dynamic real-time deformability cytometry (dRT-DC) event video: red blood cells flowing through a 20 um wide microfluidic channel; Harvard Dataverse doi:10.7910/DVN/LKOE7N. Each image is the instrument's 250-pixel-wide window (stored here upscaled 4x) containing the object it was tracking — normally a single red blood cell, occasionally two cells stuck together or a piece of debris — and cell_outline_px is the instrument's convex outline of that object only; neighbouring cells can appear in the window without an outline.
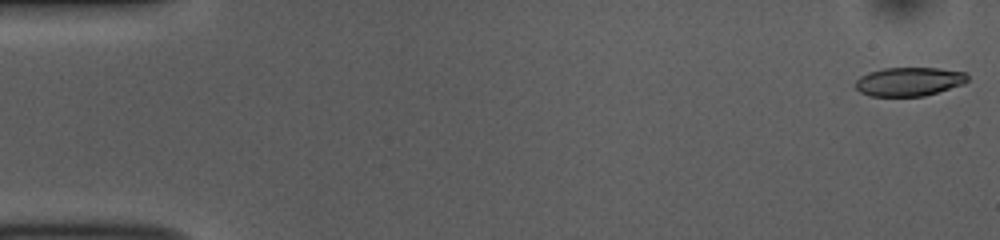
{"species": "common noctule bat (a hibernating species)", "species_latin": "Nyctalus noctula", "temperature_condition": "room temperature", "stored_images_in_passage": 52, "camera_frame_rate_fps": 3000, "um_per_image_px": 0.085, "animal": {"sex": "female", "body_mass_g": 10.0, "forearm_length_mm": 53.1}, "frame": {"image": 1, "passage_image": 1, "time_ms": 0.0, "image_size_px": [1000, 240], "cell_outline_px": [[968, 80], [964, 84], [924, 96], [872, 96], [860, 92], [856, 88], [856, 80], [860, 76], [868, 72], [884, 68], [936, 68], [964, 72], [968, 76]], "centroid_in_image_um": [77.26, 6.93], "position_along_channel_um": 7.7, "area_um2": 18.73}}
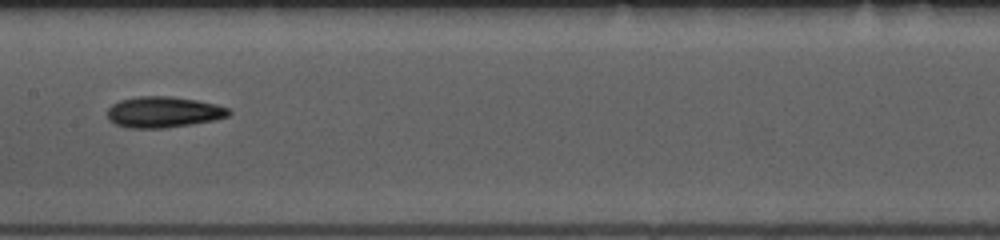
{"frame": {"image": 2, "passage_image": 26, "time_ms": 8.333, "image_size_px": [1000, 240], "cell_outline_px": [[232, 112], [228, 116], [212, 120], [164, 128], [128, 128], [116, 124], [108, 120], [108, 108], [112, 104], [120, 100], [136, 96], [172, 96], [196, 100], [216, 104], [228, 108]], "centroid_in_image_um": [13.86, 9.51], "position_along_channel_um": 193.5, "area_um2": 21.85}}
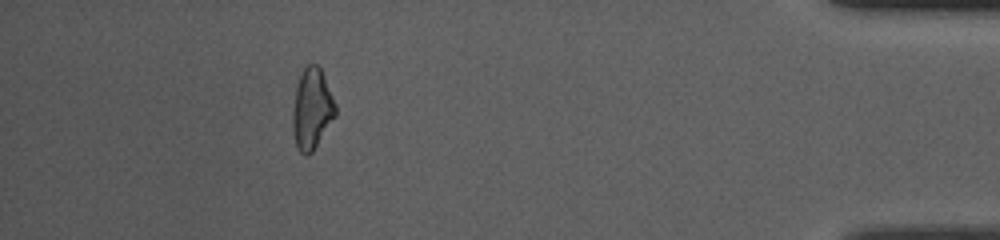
{"frame": {"image": 3, "passage_image": 47, "time_ms": 15.333, "image_size_px": [1000, 240], "cell_outline_px": [[336, 116], [312, 152], [308, 156], [304, 156], [296, 148], [292, 128], [292, 112], [296, 84], [304, 68], [308, 64], [316, 64], [320, 68], [336, 104]], "centroid_in_image_um": [26.49, 9.3], "position_along_channel_um": 408.7, "area_um2": 20.29}, "authors_computed_cell_mechanics": {"area_um2": 20.23, "velocity_mm_per_s": 3.8475, "shape_relaxation_time_tau1_ms": 4.3884, "shape_relaxation_time_tau2_ms": 8.7262, "deformation_change_tau1": 0.1263, "deformation_change_tau2": 0.1886}}